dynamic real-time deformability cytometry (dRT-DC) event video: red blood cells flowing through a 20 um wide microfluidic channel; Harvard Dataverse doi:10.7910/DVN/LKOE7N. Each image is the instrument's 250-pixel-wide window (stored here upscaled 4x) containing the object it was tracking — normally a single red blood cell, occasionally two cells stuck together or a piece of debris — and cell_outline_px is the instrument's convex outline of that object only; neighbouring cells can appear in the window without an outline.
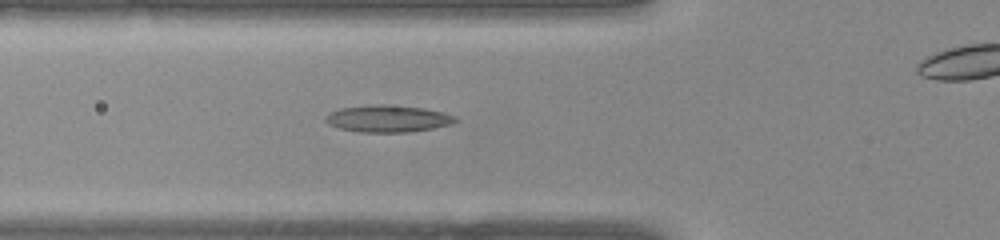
{"species": "common noctule bat (a hibernating species)", "species_latin": "Nyctalus noctula", "temperature_condition": "warm", "stored_images_in_passage": 28, "camera_frame_rate_fps": 3000, "um_per_image_px": 0.085, "animal": {"sex": "female", "body_mass_g": 22.0, "forearm_length_mm": 56.7}, "frame": {"image": 1, "passage_image": 7, "time_ms": 2.0, "image_size_px": [1000, 240], "cell_outline_px": [[456, 120], [452, 124], [432, 128], [408, 132], [360, 132], [340, 128], [328, 124], [324, 120], [324, 116], [328, 112], [340, 108], [380, 104], [384, 104], [424, 108], [440, 112], [452, 116]], "centroid_in_image_um": [32.88, 10.08], "position_along_channel_um": 92.9, "area_um2": 20.17}}
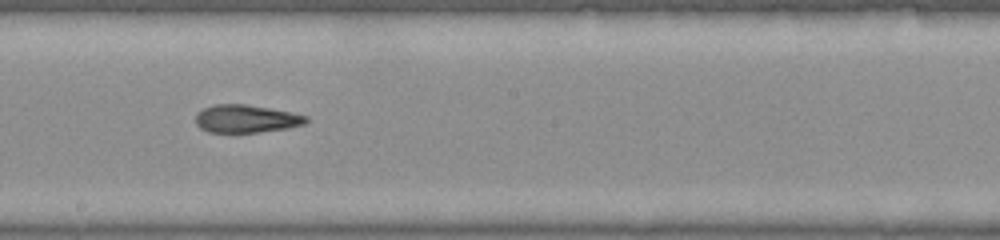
{"frame": {"image": 2, "passage_image": 15, "time_ms": 4.667, "image_size_px": [1000, 240], "cell_outline_px": [[308, 120], [304, 124], [288, 128], [256, 132], [208, 132], [200, 128], [196, 124], [196, 112], [212, 104], [244, 104], [292, 112], [308, 116]], "centroid_in_image_um": [20.9, 10.09], "position_along_channel_um": 227.3, "area_um2": 17.92}}
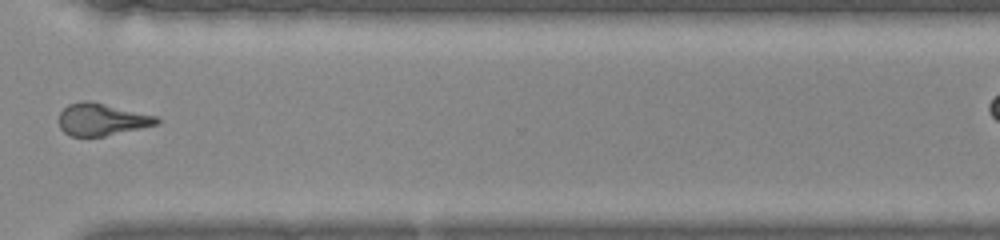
{"frame": {"image": 3, "passage_image": 23, "time_ms": 7.333, "image_size_px": [1000, 240], "cell_outline_px": [[160, 124], [104, 136], [68, 136], [60, 128], [60, 112], [68, 104], [84, 100], [92, 100], [156, 116], [160, 120]], "centroid_in_image_um": [8.65, 10.14], "position_along_channel_um": 361.9, "area_um2": 18.44}}